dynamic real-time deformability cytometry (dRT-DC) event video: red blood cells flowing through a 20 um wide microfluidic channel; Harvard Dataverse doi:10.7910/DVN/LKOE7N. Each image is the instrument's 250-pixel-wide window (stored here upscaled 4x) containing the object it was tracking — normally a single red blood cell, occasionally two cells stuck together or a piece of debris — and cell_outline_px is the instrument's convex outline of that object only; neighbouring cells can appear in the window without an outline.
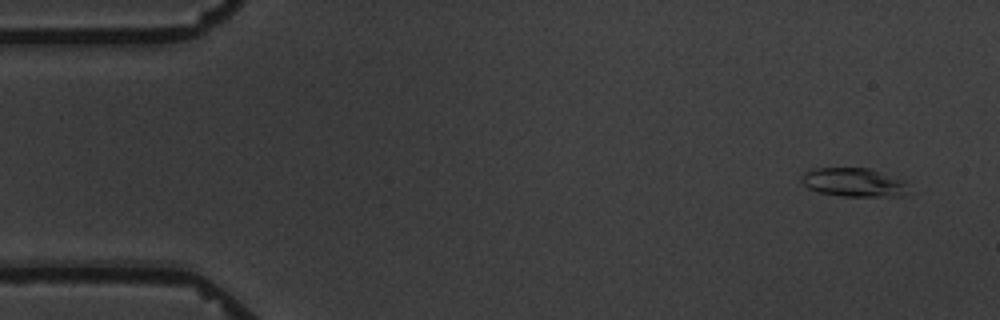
{"species": "common noctule bat (a hibernating species)", "species_latin": "Nyctalus noctula", "temperature_condition": "warm", "stored_images_in_passage": 3, "camera_frame_rate_fps": 3000, "um_per_image_px": 0.085, "animal": {"sex": "male", "body_mass_g": 19.5, "forearm_length_mm": 54.6}, "frame": {"image": 1, "passage_image": 1, "time_ms": 0.0, "image_size_px": [1000, 320], "cell_outline_px": [[912, 192], [900, 196], [844, 196], [820, 192], [808, 188], [800, 180], [804, 172], [816, 168], [868, 168], [904, 180]], "centroid_in_image_um": [72.61, 15.5], "position_along_channel_um": 12.4, "area_um2": 17.92}}